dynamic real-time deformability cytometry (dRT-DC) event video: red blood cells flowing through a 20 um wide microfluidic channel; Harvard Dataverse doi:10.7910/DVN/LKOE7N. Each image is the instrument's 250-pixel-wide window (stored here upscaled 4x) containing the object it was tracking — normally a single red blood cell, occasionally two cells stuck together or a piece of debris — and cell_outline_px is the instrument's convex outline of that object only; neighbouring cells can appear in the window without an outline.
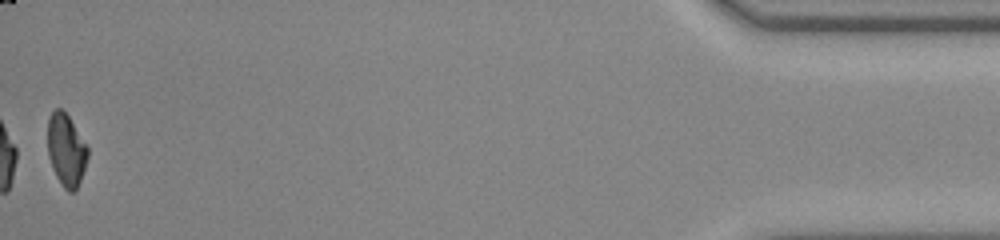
{"species": "common noctule bat (a hibernating species)", "species_latin": "Nyctalus noctula", "temperature_condition": "room temperature", "stored_images_in_passage": 37, "camera_frame_rate_fps": 3000, "um_per_image_px": 0.085, "animal": {"sex": "male", "body_mass_g": 20.0, "forearm_length_mm": 53.3}, "frame": {"image": 1, "passage_image": 37, "time_ms": 12.0, "image_size_px": [1000, 240], "cell_outline_px": [[88, 156], [80, 180], [76, 188], [72, 192], [68, 192], [64, 188], [56, 176], [52, 168], [48, 156], [48, 120], [52, 112], [56, 108], [60, 108], [68, 116], [88, 148]], "centroid_in_image_um": [5.61, 12.76], "position_along_channel_um": 429.6, "area_um2": 16.53}, "authors_computed_cell_mechanics": {"area_um2": 18.207, "velocity_mm_per_s": 3.8489, "shape_relaxation_time_tau1_ms": 6.1241, "shape_relaxation_time_tau2_ms": 5.0266, "deformation_change_tau1": 0.1793, "deformation_change_tau2": 0.0869}}